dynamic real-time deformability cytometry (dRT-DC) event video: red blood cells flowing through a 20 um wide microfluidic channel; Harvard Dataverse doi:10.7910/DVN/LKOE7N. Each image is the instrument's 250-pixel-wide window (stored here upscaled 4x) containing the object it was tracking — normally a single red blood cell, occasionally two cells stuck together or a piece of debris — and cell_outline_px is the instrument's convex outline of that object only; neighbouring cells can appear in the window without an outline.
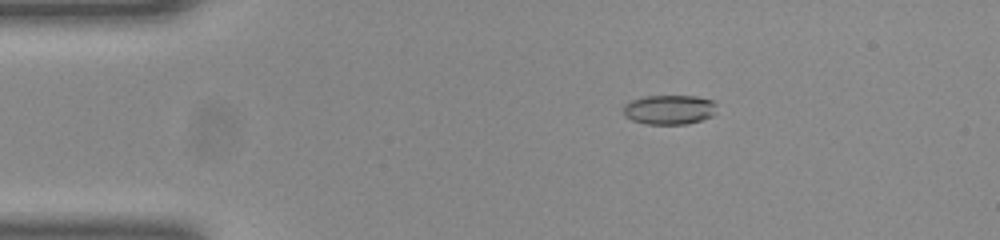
{"species": "common noctule bat (a hibernating species)", "species_latin": "Nyctalus noctula", "temperature_condition": "room temperature", "stored_images_in_passage": 50, "camera_frame_rate_fps": 3000, "um_per_image_px": 0.085, "animal": {"sex": "female", "body_mass_g": 23.0, "forearm_length_mm": 53.4}, "frame": {"image": 1, "passage_image": 8, "time_ms": 2.333, "image_size_px": [1000, 240], "cell_outline_px": [[716, 112], [712, 116], [688, 124], [648, 124], [632, 120], [624, 116], [624, 104], [632, 100], [644, 96], [696, 96], [712, 100], [716, 104]], "centroid_in_image_um": [56.9, 9.32], "position_along_channel_um": 28.1, "area_um2": 16.13}}
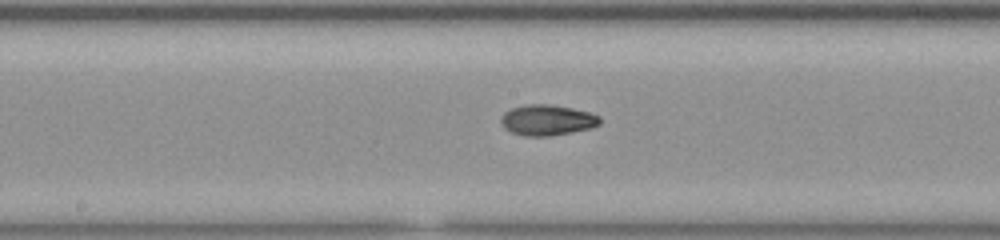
{"frame": {"image": 2, "passage_image": 25, "time_ms": 8.0, "image_size_px": [1000, 240], "cell_outline_px": [[600, 124], [592, 128], [572, 132], [548, 136], [524, 136], [512, 132], [504, 128], [500, 120], [504, 112], [512, 108], [528, 104], [548, 104], [572, 108], [588, 112], [600, 116]], "centroid_in_image_um": [46.51, 10.21], "position_along_channel_um": 201.7, "area_um2": 17.63}}
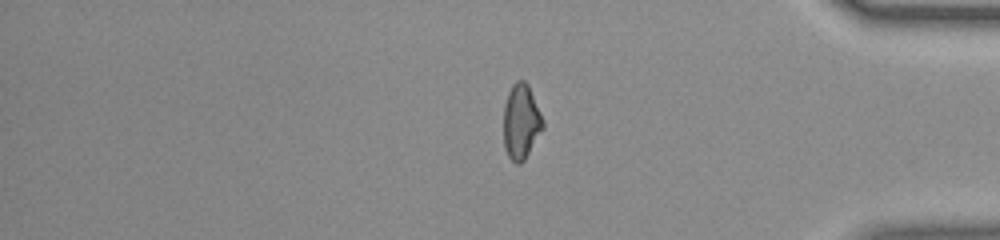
{"frame": {"image": 3, "passage_image": 41, "time_ms": 13.333, "image_size_px": [1000, 240], "cell_outline_px": [[544, 128], [524, 160], [520, 164], [516, 164], [508, 156], [504, 148], [504, 104], [508, 92], [512, 84], [516, 80], [524, 80], [528, 84], [544, 120]], "centroid_in_image_um": [44.3, 10.33], "position_along_channel_um": 390.9, "area_um2": 17.34}, "authors_computed_cell_mechanics": {"area_um2": 16.9354, "velocity_mm_per_s": 4.0381, "shape_relaxation_time_tau1_ms": 4.7959, "shape_relaxation_time_tau2_ms": 1.9221, "deformation_change_tau1": 0.1884, "deformation_change_tau2": 0.0619}}